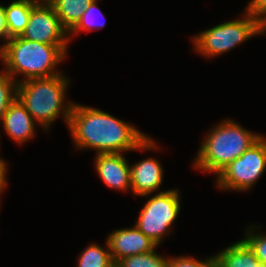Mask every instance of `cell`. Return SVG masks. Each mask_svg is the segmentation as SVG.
<instances>
[{
	"label": "cell",
	"instance_id": "6da1fadb",
	"mask_svg": "<svg viewBox=\"0 0 266 267\" xmlns=\"http://www.w3.org/2000/svg\"><path fill=\"white\" fill-rule=\"evenodd\" d=\"M67 128L77 151L93 149L96 154H107L160 149L153 137L134 125L78 102L73 103Z\"/></svg>",
	"mask_w": 266,
	"mask_h": 267
},
{
	"label": "cell",
	"instance_id": "7a4b0ae2",
	"mask_svg": "<svg viewBox=\"0 0 266 267\" xmlns=\"http://www.w3.org/2000/svg\"><path fill=\"white\" fill-rule=\"evenodd\" d=\"M70 82L62 73L51 77L31 78L18 83V100L43 131H49L57 118H63L68 126L74 103L69 101L66 95Z\"/></svg>",
	"mask_w": 266,
	"mask_h": 267
},
{
	"label": "cell",
	"instance_id": "3957f363",
	"mask_svg": "<svg viewBox=\"0 0 266 267\" xmlns=\"http://www.w3.org/2000/svg\"><path fill=\"white\" fill-rule=\"evenodd\" d=\"M245 128L225 118L208 129L193 160L194 169L217 176L263 136Z\"/></svg>",
	"mask_w": 266,
	"mask_h": 267
},
{
	"label": "cell",
	"instance_id": "277c9868",
	"mask_svg": "<svg viewBox=\"0 0 266 267\" xmlns=\"http://www.w3.org/2000/svg\"><path fill=\"white\" fill-rule=\"evenodd\" d=\"M69 45H49L21 36L10 38L3 45V70L18 83L31 78L51 77L68 54ZM18 76H23L18 80Z\"/></svg>",
	"mask_w": 266,
	"mask_h": 267
},
{
	"label": "cell",
	"instance_id": "5b68a950",
	"mask_svg": "<svg viewBox=\"0 0 266 267\" xmlns=\"http://www.w3.org/2000/svg\"><path fill=\"white\" fill-rule=\"evenodd\" d=\"M239 19H233L212 26L192 38V47L195 53L213 59L242 43L266 34V28L250 14L243 11ZM243 17V18H242Z\"/></svg>",
	"mask_w": 266,
	"mask_h": 267
},
{
	"label": "cell",
	"instance_id": "8992f818",
	"mask_svg": "<svg viewBox=\"0 0 266 267\" xmlns=\"http://www.w3.org/2000/svg\"><path fill=\"white\" fill-rule=\"evenodd\" d=\"M180 193L179 189L173 188L142 196L149 198L134 225L158 246L174 231L171 228L180 215L182 205Z\"/></svg>",
	"mask_w": 266,
	"mask_h": 267
},
{
	"label": "cell",
	"instance_id": "52a82bcc",
	"mask_svg": "<svg viewBox=\"0 0 266 267\" xmlns=\"http://www.w3.org/2000/svg\"><path fill=\"white\" fill-rule=\"evenodd\" d=\"M266 170V136L263 135L216 177L219 190L246 192L261 179Z\"/></svg>",
	"mask_w": 266,
	"mask_h": 267
},
{
	"label": "cell",
	"instance_id": "ba28073f",
	"mask_svg": "<svg viewBox=\"0 0 266 267\" xmlns=\"http://www.w3.org/2000/svg\"><path fill=\"white\" fill-rule=\"evenodd\" d=\"M21 37L49 45H69L68 31L61 25L49 2L38 1L32 8L30 19Z\"/></svg>",
	"mask_w": 266,
	"mask_h": 267
},
{
	"label": "cell",
	"instance_id": "9c48e42d",
	"mask_svg": "<svg viewBox=\"0 0 266 267\" xmlns=\"http://www.w3.org/2000/svg\"><path fill=\"white\" fill-rule=\"evenodd\" d=\"M106 238L115 264L125 257L147 253L158 246L135 225L116 229Z\"/></svg>",
	"mask_w": 266,
	"mask_h": 267
},
{
	"label": "cell",
	"instance_id": "30bf717a",
	"mask_svg": "<svg viewBox=\"0 0 266 267\" xmlns=\"http://www.w3.org/2000/svg\"><path fill=\"white\" fill-rule=\"evenodd\" d=\"M125 153L95 155V170L106 187L129 192L131 190L130 163Z\"/></svg>",
	"mask_w": 266,
	"mask_h": 267
},
{
	"label": "cell",
	"instance_id": "8fae6325",
	"mask_svg": "<svg viewBox=\"0 0 266 267\" xmlns=\"http://www.w3.org/2000/svg\"><path fill=\"white\" fill-rule=\"evenodd\" d=\"M164 170L161 162L156 157L143 158L130 165L131 191L134 195L158 193L163 184Z\"/></svg>",
	"mask_w": 266,
	"mask_h": 267
},
{
	"label": "cell",
	"instance_id": "7c38bea8",
	"mask_svg": "<svg viewBox=\"0 0 266 267\" xmlns=\"http://www.w3.org/2000/svg\"><path fill=\"white\" fill-rule=\"evenodd\" d=\"M0 124L5 134L17 145L32 140L36 135L35 126H38L18 98L10 104Z\"/></svg>",
	"mask_w": 266,
	"mask_h": 267
},
{
	"label": "cell",
	"instance_id": "4fadbf2b",
	"mask_svg": "<svg viewBox=\"0 0 266 267\" xmlns=\"http://www.w3.org/2000/svg\"><path fill=\"white\" fill-rule=\"evenodd\" d=\"M259 263L242 238L214 255V267H259Z\"/></svg>",
	"mask_w": 266,
	"mask_h": 267
},
{
	"label": "cell",
	"instance_id": "5bb4252c",
	"mask_svg": "<svg viewBox=\"0 0 266 267\" xmlns=\"http://www.w3.org/2000/svg\"><path fill=\"white\" fill-rule=\"evenodd\" d=\"M38 0H13L5 6L9 39L21 36L30 19V13Z\"/></svg>",
	"mask_w": 266,
	"mask_h": 267
},
{
	"label": "cell",
	"instance_id": "9a60e30c",
	"mask_svg": "<svg viewBox=\"0 0 266 267\" xmlns=\"http://www.w3.org/2000/svg\"><path fill=\"white\" fill-rule=\"evenodd\" d=\"M93 0H50L61 25L69 32Z\"/></svg>",
	"mask_w": 266,
	"mask_h": 267
},
{
	"label": "cell",
	"instance_id": "2e32d148",
	"mask_svg": "<svg viewBox=\"0 0 266 267\" xmlns=\"http://www.w3.org/2000/svg\"><path fill=\"white\" fill-rule=\"evenodd\" d=\"M105 247L96 242L90 243L78 255L77 267H115L107 240Z\"/></svg>",
	"mask_w": 266,
	"mask_h": 267
},
{
	"label": "cell",
	"instance_id": "e0dca14e",
	"mask_svg": "<svg viewBox=\"0 0 266 267\" xmlns=\"http://www.w3.org/2000/svg\"><path fill=\"white\" fill-rule=\"evenodd\" d=\"M99 1L100 0H93L82 14L77 24L68 32L69 42H72L73 37L79 34V32H90L103 29L105 27V20L100 22L101 20L105 19V15L98 7ZM99 17L102 18L100 21L98 20Z\"/></svg>",
	"mask_w": 266,
	"mask_h": 267
},
{
	"label": "cell",
	"instance_id": "ac0fdd59",
	"mask_svg": "<svg viewBox=\"0 0 266 267\" xmlns=\"http://www.w3.org/2000/svg\"><path fill=\"white\" fill-rule=\"evenodd\" d=\"M158 247L160 246L147 253L125 257L119 260L115 267H167L169 256L157 253Z\"/></svg>",
	"mask_w": 266,
	"mask_h": 267
},
{
	"label": "cell",
	"instance_id": "d6986e66",
	"mask_svg": "<svg viewBox=\"0 0 266 267\" xmlns=\"http://www.w3.org/2000/svg\"><path fill=\"white\" fill-rule=\"evenodd\" d=\"M18 82L4 70L0 71V123L10 104L17 98Z\"/></svg>",
	"mask_w": 266,
	"mask_h": 267
},
{
	"label": "cell",
	"instance_id": "ffe728a7",
	"mask_svg": "<svg viewBox=\"0 0 266 267\" xmlns=\"http://www.w3.org/2000/svg\"><path fill=\"white\" fill-rule=\"evenodd\" d=\"M259 228L260 226L257 225H249V227H246L245 237L242 239L253 250L260 263L266 265V234L259 232Z\"/></svg>",
	"mask_w": 266,
	"mask_h": 267
},
{
	"label": "cell",
	"instance_id": "44dd1931",
	"mask_svg": "<svg viewBox=\"0 0 266 267\" xmlns=\"http://www.w3.org/2000/svg\"><path fill=\"white\" fill-rule=\"evenodd\" d=\"M167 267H214V256L197 259L190 256H169Z\"/></svg>",
	"mask_w": 266,
	"mask_h": 267
},
{
	"label": "cell",
	"instance_id": "7402d4cb",
	"mask_svg": "<svg viewBox=\"0 0 266 267\" xmlns=\"http://www.w3.org/2000/svg\"><path fill=\"white\" fill-rule=\"evenodd\" d=\"M244 9L247 14L257 19L266 28V0H249Z\"/></svg>",
	"mask_w": 266,
	"mask_h": 267
},
{
	"label": "cell",
	"instance_id": "603a6c76",
	"mask_svg": "<svg viewBox=\"0 0 266 267\" xmlns=\"http://www.w3.org/2000/svg\"><path fill=\"white\" fill-rule=\"evenodd\" d=\"M2 39V42L4 45L9 40V33L6 23V15H5V5L0 4V40Z\"/></svg>",
	"mask_w": 266,
	"mask_h": 267
},
{
	"label": "cell",
	"instance_id": "cb8c5ba5",
	"mask_svg": "<svg viewBox=\"0 0 266 267\" xmlns=\"http://www.w3.org/2000/svg\"><path fill=\"white\" fill-rule=\"evenodd\" d=\"M8 162L0 156V187L5 191L8 185Z\"/></svg>",
	"mask_w": 266,
	"mask_h": 267
},
{
	"label": "cell",
	"instance_id": "d4e9b609",
	"mask_svg": "<svg viewBox=\"0 0 266 267\" xmlns=\"http://www.w3.org/2000/svg\"><path fill=\"white\" fill-rule=\"evenodd\" d=\"M0 61L3 62V45H0Z\"/></svg>",
	"mask_w": 266,
	"mask_h": 267
},
{
	"label": "cell",
	"instance_id": "484cf974",
	"mask_svg": "<svg viewBox=\"0 0 266 267\" xmlns=\"http://www.w3.org/2000/svg\"><path fill=\"white\" fill-rule=\"evenodd\" d=\"M4 192L5 191L0 187V201H1V197H2V195H3ZM0 205H1V202H0Z\"/></svg>",
	"mask_w": 266,
	"mask_h": 267
},
{
	"label": "cell",
	"instance_id": "4316f807",
	"mask_svg": "<svg viewBox=\"0 0 266 267\" xmlns=\"http://www.w3.org/2000/svg\"><path fill=\"white\" fill-rule=\"evenodd\" d=\"M259 267H266V265L259 263Z\"/></svg>",
	"mask_w": 266,
	"mask_h": 267
},
{
	"label": "cell",
	"instance_id": "83f0119b",
	"mask_svg": "<svg viewBox=\"0 0 266 267\" xmlns=\"http://www.w3.org/2000/svg\"><path fill=\"white\" fill-rule=\"evenodd\" d=\"M38 1L49 2L50 0H38Z\"/></svg>",
	"mask_w": 266,
	"mask_h": 267
}]
</instances>
